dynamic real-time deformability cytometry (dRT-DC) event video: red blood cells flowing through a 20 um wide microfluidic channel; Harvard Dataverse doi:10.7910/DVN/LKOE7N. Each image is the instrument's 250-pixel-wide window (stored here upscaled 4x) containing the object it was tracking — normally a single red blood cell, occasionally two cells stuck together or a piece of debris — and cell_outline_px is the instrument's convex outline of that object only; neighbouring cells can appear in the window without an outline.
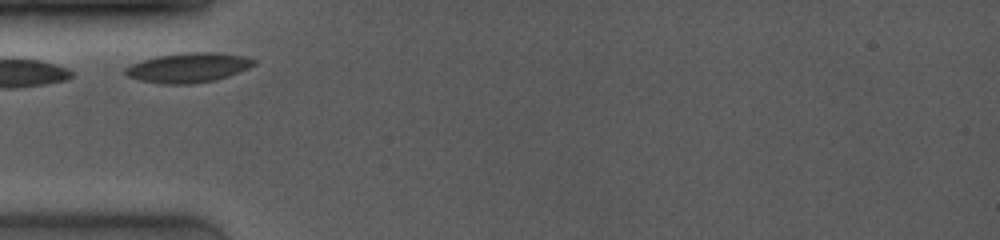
{"species": "common noctule bat (a hibernating species)", "species_latin": "Nyctalus noctula", "temperature_condition": "room temperature", "stored_images_in_passage": 7, "camera_frame_rate_fps": 4000, "um_per_image_px": 0.085, "animal": {"sex": "female", "body_mass_g": 19.0, "forearm_length_mm": 53.3}, "frame": {"image": 1, "passage_image": 1, "time_ms": 0.0, "image_size_px": [1000, 240], "cell_outline_px": [[256, 64], [248, 68], [228, 76], [216, 80], [192, 84], [160, 84], [140, 80], [128, 76], [124, 72], [124, 68], [132, 64], [156, 56], [188, 52], [220, 52], [244, 56], [256, 60]], "centroid_in_image_um": [16.03, 5.75], "position_along_channel_um": 69.0, "area_um2": 22.25}}
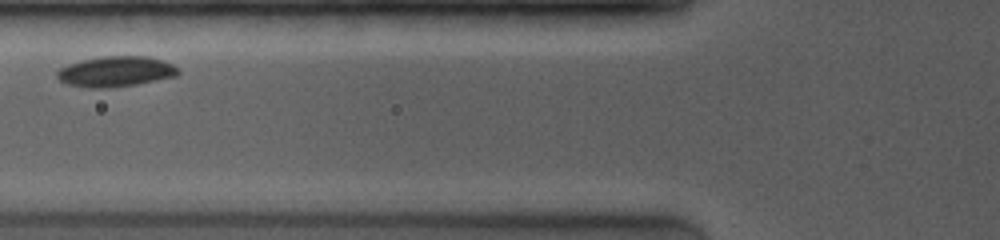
{"frame": {"image": 2, "passage_image": 3, "time_ms": 1.25, "image_size_px": [1000, 240], "cell_outline_px": [[180, 72], [176, 76], [136, 84], [112, 88], [88, 88], [68, 84], [60, 80], [56, 76], [56, 72], [60, 68], [68, 64], [80, 60], [100, 56], [148, 56], [172, 64]], "centroid_in_image_um": [9.8, 6.08], "position_along_channel_um": 116.0, "area_um2": 21.5}}